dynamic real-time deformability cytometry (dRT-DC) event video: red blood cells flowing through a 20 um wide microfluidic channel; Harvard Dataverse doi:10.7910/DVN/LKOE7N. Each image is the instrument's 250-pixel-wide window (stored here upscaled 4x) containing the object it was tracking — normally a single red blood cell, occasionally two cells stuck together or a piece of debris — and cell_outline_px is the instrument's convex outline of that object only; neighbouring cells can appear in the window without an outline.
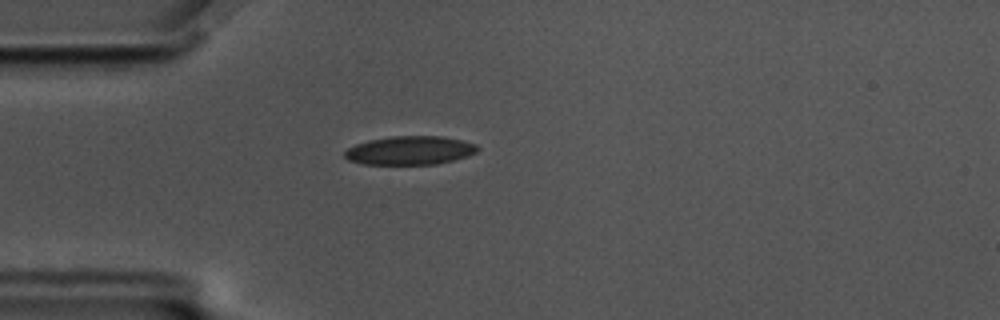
{"species": "common noctule bat (a hibernating species)", "species_latin": "Nyctalus noctula", "temperature_condition": "cold", "stored_images_in_passage": 57, "camera_frame_rate_fps": 3000, "um_per_image_px": 0.085, "animal": {"sex": "male", "body_mass_g": 17.5, "forearm_length_mm": 52.3}, "frame": {"image": 1, "passage_image": 15, "time_ms": 4.667, "image_size_px": [1000, 320], "cell_outline_px": [[480, 148], [476, 152], [452, 160], [436, 164], [364, 164], [348, 160], [344, 156], [344, 152], [348, 148], [356, 144], [368, 140], [388, 136], [440, 136], [460, 140], [476, 144]], "centroid_in_image_um": [34.8, 12.78], "position_along_channel_um": 50.2, "area_um2": 22.02}}
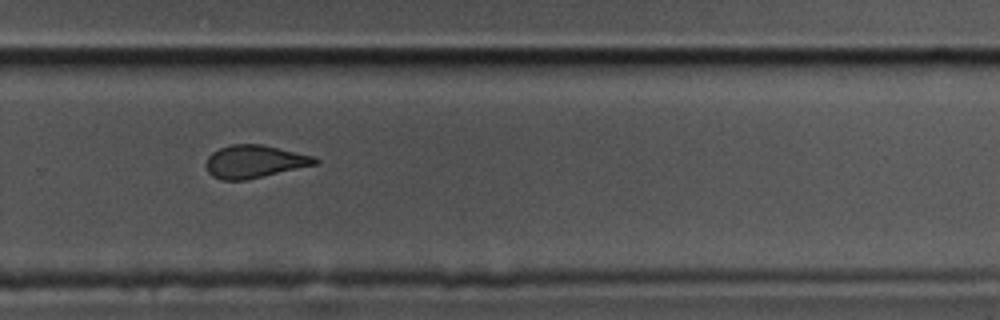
{"frame": {"image": 2, "passage_image": 38, "time_ms": 12.333, "image_size_px": [1000, 320], "cell_outline_px": [[320, 164], [244, 180], [220, 180], [212, 176], [208, 172], [204, 164], [208, 156], [212, 152], [220, 148], [232, 144], [260, 144], [316, 156], [320, 160]], "centroid_in_image_um": [21.65, 13.73], "position_along_channel_um": 308.2, "area_um2": 21.04}}
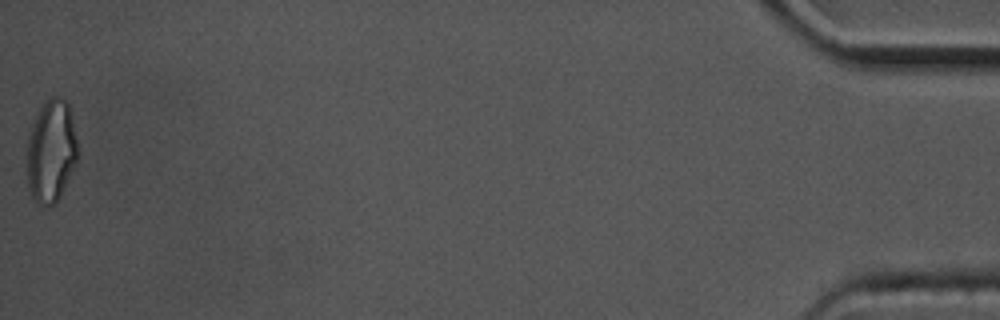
{"frame": {"image": 3, "passage_image": 57, "time_ms": 18.667, "image_size_px": [1000, 320], "cell_outline_px": [[76, 164], [56, 204], [48, 208], [36, 204], [28, 188], [28, 132], [40, 104], [52, 96], [60, 96], [68, 104], [72, 120], [76, 140]], "centroid_in_image_um": [4.32, 12.87], "position_along_channel_um": 430.9, "area_um2": 30.46}, "authors_computed_cell_mechanics": {"area_um2": 22.1952, "velocity_mm_per_s": 3.498, "shape_relaxation_time_tau1_ms": null, "shape_relaxation_time_tau2_ms": 2.5356, "deformation_change_tau1": null, "deformation_change_tau2": 0.0935}}